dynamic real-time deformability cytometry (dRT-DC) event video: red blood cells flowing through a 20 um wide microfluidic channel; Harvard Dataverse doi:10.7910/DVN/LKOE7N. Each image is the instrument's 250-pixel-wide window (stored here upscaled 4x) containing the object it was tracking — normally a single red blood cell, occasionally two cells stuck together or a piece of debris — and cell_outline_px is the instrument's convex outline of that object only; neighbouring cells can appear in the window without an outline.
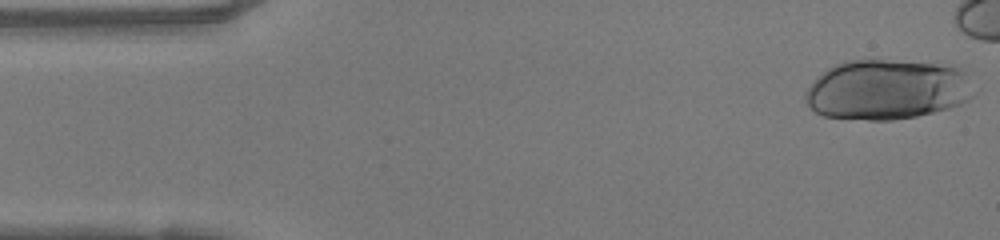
{"species": "human", "species_latin": "Homo sapiens", "temperature_condition": "warm", "stored_images_in_passage": 17, "camera_frame_rate_fps": 3000, "um_per_image_px": 0.085, "donor": {"sex": "female"}, "frame": {"image": 1, "passage_image": 1, "time_ms": 0.0, "image_size_px": [1000, 240], "cell_outline_px": [[980, 88], [968, 100], [960, 104], [948, 108], [916, 116], [892, 120], [868, 120], [824, 116], [816, 112], [804, 100], [804, 96], [808, 88], [816, 76], [828, 68], [844, 60], [884, 60], [936, 64], [960, 68]], "centroid_in_image_um": [75.44, 7.62], "position_along_channel_um": 9.6, "area_um2": 59.3}}